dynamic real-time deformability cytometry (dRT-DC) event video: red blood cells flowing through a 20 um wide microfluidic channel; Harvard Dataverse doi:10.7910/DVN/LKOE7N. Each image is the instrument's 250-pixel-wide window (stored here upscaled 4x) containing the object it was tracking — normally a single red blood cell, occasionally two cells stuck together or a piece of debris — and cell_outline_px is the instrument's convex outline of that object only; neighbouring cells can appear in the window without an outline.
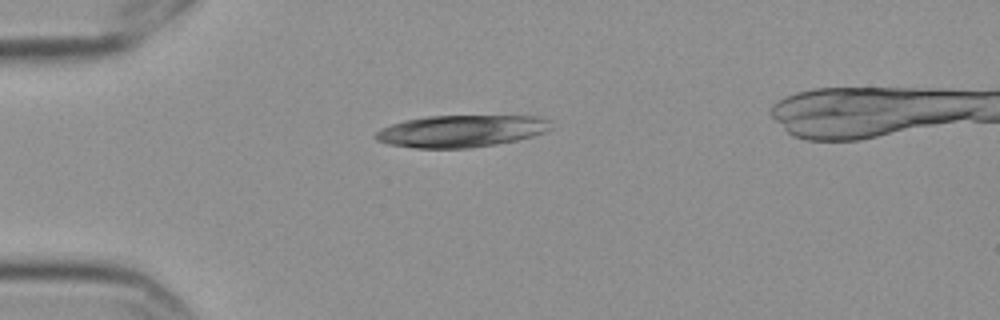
{"species": "Egyptian fruit bat (a non-hibernating species)", "species_latin": "Rousettus aegyptiacus", "temperature_condition": "cold", "stored_images_in_passage": 3, "camera_frame_rate_fps": 3000, "um_per_image_px": 0.085, "frame": {"image": 1, "passage_image": 1, "time_ms": 0.0, "image_size_px": [1000, 320], "cell_outline_px": [[552, 128], [544, 132], [532, 136], [516, 140], [496, 144], [468, 148], [416, 148], [388, 144], [376, 140], [372, 136], [380, 128], [404, 120], [428, 116], [540, 116], [552, 120]], "centroid_in_image_um": [39.2, 11.14], "position_along_channel_um": 45.8, "area_um2": 32.89}}
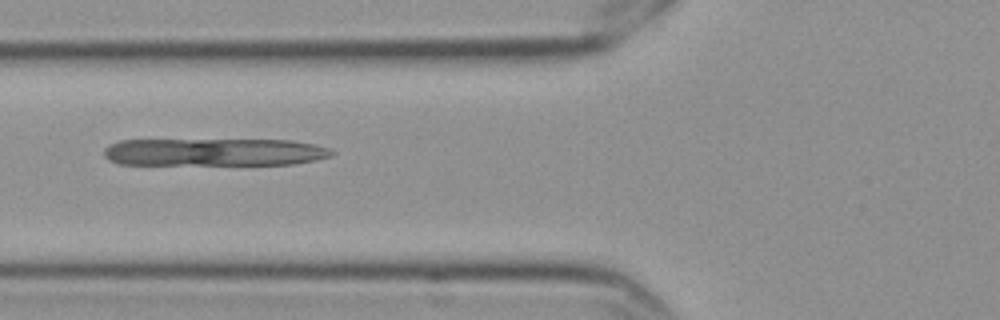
{"frame": {"image": 2, "passage_image": 3, "time_ms": 0.667, "image_size_px": [1000, 320], "cell_outline_px": [[336, 152], [332, 156], [316, 160], [292, 164], [120, 164], [108, 160], [104, 156], [104, 148], [108, 144], [120, 140], [292, 140], [312, 144], [328, 148]], "centroid_in_image_um": [18.19, 12.92], "position_along_channel_um": 107.6, "area_um2": 36.65}}